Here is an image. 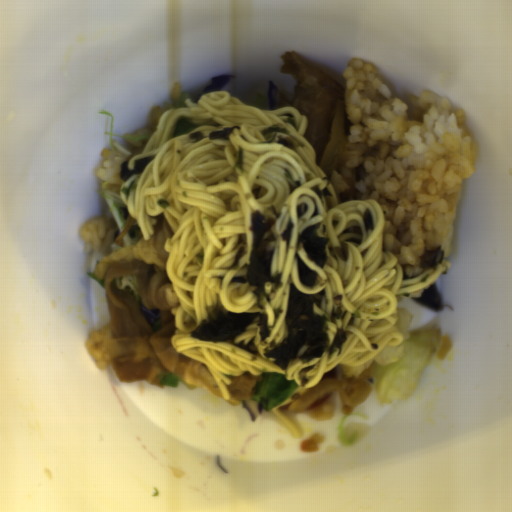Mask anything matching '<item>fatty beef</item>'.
Returning a JSON list of instances; mask_svg holds the SVG:
<instances>
[{
	"label": "fatty beef",
	"mask_w": 512,
	"mask_h": 512,
	"mask_svg": "<svg viewBox=\"0 0 512 512\" xmlns=\"http://www.w3.org/2000/svg\"><path fill=\"white\" fill-rule=\"evenodd\" d=\"M374 384L368 380V367L358 377H348L338 366H334L319 382L312 386H299L290 398L291 404L279 409L283 413L305 414L311 418L329 421L335 416L332 401L338 396L341 414L351 415L369 397Z\"/></svg>",
	"instance_id": "obj_3"
},
{
	"label": "fatty beef",
	"mask_w": 512,
	"mask_h": 512,
	"mask_svg": "<svg viewBox=\"0 0 512 512\" xmlns=\"http://www.w3.org/2000/svg\"><path fill=\"white\" fill-rule=\"evenodd\" d=\"M173 233L165 214L160 213L149 240L142 235L135 245L109 253L97 264L93 272L105 289L110 317L103 327L91 331L86 347L99 368L111 367L121 383L145 381L160 388L164 387L159 383L161 377L174 373L189 391L202 387L212 396L224 397L207 365L172 345L176 322L172 309L181 305L167 277L165 243ZM130 273L141 283V302L113 282ZM140 306L160 314L154 326L146 322Z\"/></svg>",
	"instance_id": "obj_1"
},
{
	"label": "fatty beef",
	"mask_w": 512,
	"mask_h": 512,
	"mask_svg": "<svg viewBox=\"0 0 512 512\" xmlns=\"http://www.w3.org/2000/svg\"><path fill=\"white\" fill-rule=\"evenodd\" d=\"M262 373L251 374L245 371L240 375L230 376L229 384L227 385L228 397L230 404L233 406L242 405V400H251L252 395H255L257 384L262 378Z\"/></svg>",
	"instance_id": "obj_4"
},
{
	"label": "fatty beef",
	"mask_w": 512,
	"mask_h": 512,
	"mask_svg": "<svg viewBox=\"0 0 512 512\" xmlns=\"http://www.w3.org/2000/svg\"><path fill=\"white\" fill-rule=\"evenodd\" d=\"M280 73L290 75L295 81L290 97L279 93L283 108L295 107L299 115L307 118L304 136L315 152L319 166L332 137L335 114L339 109L344 137L349 136L351 124L346 109V88L302 55L287 50L282 56Z\"/></svg>",
	"instance_id": "obj_2"
}]
</instances>
